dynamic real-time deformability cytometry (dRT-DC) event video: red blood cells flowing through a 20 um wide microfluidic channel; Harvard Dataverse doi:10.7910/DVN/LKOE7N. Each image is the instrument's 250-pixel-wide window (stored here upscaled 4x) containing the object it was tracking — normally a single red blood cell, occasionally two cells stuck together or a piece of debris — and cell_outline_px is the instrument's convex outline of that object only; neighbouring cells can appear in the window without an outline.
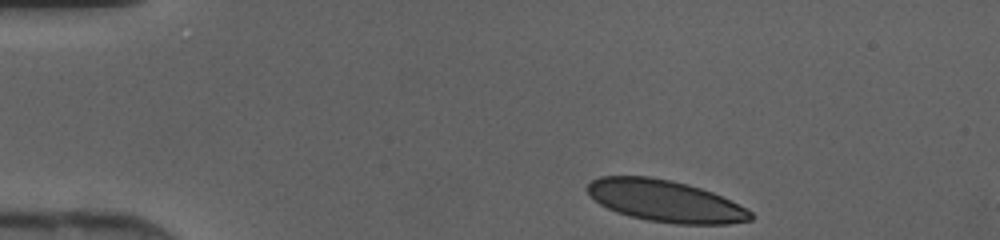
{"species": "human", "species_latin": "Homo sapiens", "temperature_condition": "cold", "stored_images_in_passage": 8, "camera_frame_rate_fps": 3000, "um_per_image_px": 0.085, "donor": {"sex": "female"}, "frame": {"image": 1, "passage_image": 1, "time_ms": 0.0, "image_size_px": [1000, 240], "cell_outline_px": [[752, 220], [728, 224], [676, 224], [648, 220], [616, 212], [600, 204], [584, 188], [592, 180], [600, 176], [648, 176], [672, 180], [688, 184], [712, 192], [752, 212]], "centroid_in_image_um": [56.52, 17.08], "position_along_channel_um": 28.5, "area_um2": 39.36}}